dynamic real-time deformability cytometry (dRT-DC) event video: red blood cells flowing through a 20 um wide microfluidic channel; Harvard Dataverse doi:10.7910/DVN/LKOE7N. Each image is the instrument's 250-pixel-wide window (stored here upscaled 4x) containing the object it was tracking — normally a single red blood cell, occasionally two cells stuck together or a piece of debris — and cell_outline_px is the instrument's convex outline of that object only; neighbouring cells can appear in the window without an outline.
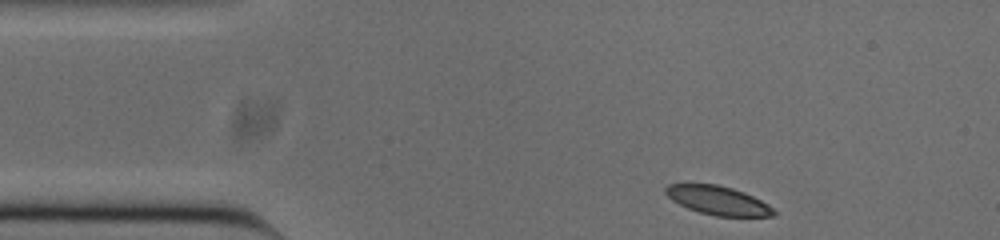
{"species": "common noctule bat (a hibernating species)", "species_latin": "Nyctalus noctula", "temperature_condition": "cold", "stored_images_in_passage": 47, "camera_frame_rate_fps": 3000, "um_per_image_px": 0.085, "animal": {"sex": "male", "body_mass_g": 20.0, "forearm_length_mm": 53.3}, "frame": {"image": 1, "passage_image": 1, "time_ms": 0.0, "image_size_px": [1000, 240], "cell_outline_px": [[776, 216], [716, 216], [700, 212], [688, 208], [672, 200], [664, 192], [664, 188], [668, 184], [716, 184], [732, 188], [744, 192], [768, 204], [776, 212]], "centroid_in_image_um": [61.02, 17.03], "position_along_channel_um": 24.0, "area_um2": 17.98}}
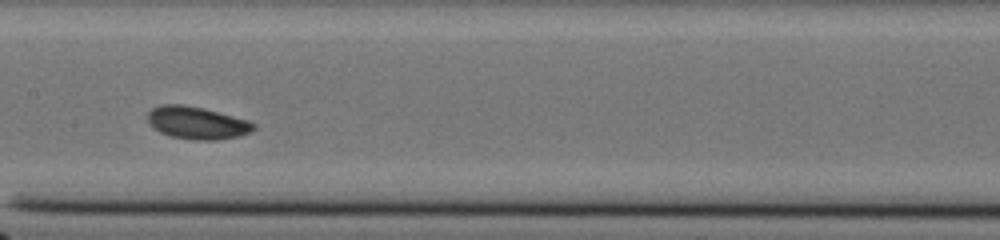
{"frame": {"image": 2, "passage_image": 19, "time_ms": 6.0, "image_size_px": [1000, 240], "cell_outline_px": [[256, 128], [240, 136], [216, 140], [192, 140], [172, 136], [160, 132], [152, 128], [148, 124], [148, 112], [152, 108], [160, 104], [184, 104], [204, 108], [248, 120], [256, 124]], "centroid_in_image_um": [16.72, 10.43], "position_along_channel_um": 190.7, "area_um2": 20.23}}
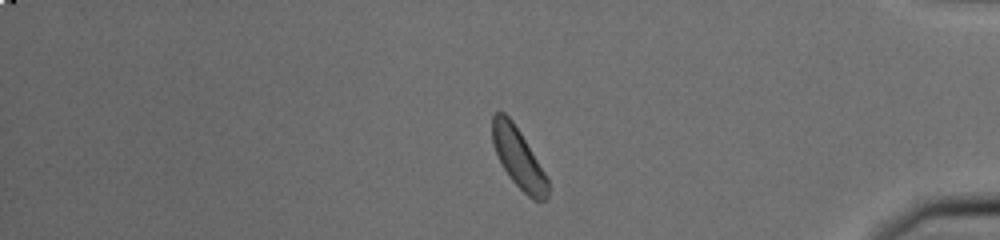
{"frame": {"image": 3, "passage_image": 38, "time_ms": 12.333, "image_size_px": [1000, 240], "cell_outline_px": [[548, 196], [544, 200], [532, 200], [512, 180], [504, 168], [492, 144], [492, 116], [496, 112], [504, 112], [512, 120], [520, 132], [544, 172], [548, 180]], "centroid_in_image_um": [44.05, 13.41], "position_along_channel_um": 391.2, "area_um2": 18.9}, "authors_computed_cell_mechanics": {"area_um2": 19.363, "velocity_mm_per_s": 3.7232, "shape_relaxation_time_tau1_ms": 9.7007, "shape_relaxation_time_tau2_ms": null, "deformation_change_tau1": 0.1808, "deformation_change_tau2": null}}